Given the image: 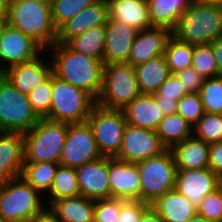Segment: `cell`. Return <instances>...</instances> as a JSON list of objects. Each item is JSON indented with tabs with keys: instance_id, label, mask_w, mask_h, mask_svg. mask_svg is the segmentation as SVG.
<instances>
[{
	"instance_id": "6da1fadb",
	"label": "cell",
	"mask_w": 222,
	"mask_h": 222,
	"mask_svg": "<svg viewBox=\"0 0 222 222\" xmlns=\"http://www.w3.org/2000/svg\"><path fill=\"white\" fill-rule=\"evenodd\" d=\"M47 51H50L48 53L52 56L50 60L54 75L85 90L95 100L98 99L102 89L104 68L101 60L77 53L67 44L55 43Z\"/></svg>"
},
{
	"instance_id": "7a4b0ae2",
	"label": "cell",
	"mask_w": 222,
	"mask_h": 222,
	"mask_svg": "<svg viewBox=\"0 0 222 222\" xmlns=\"http://www.w3.org/2000/svg\"><path fill=\"white\" fill-rule=\"evenodd\" d=\"M9 25L31 37L45 51L57 43L51 6L33 0H5Z\"/></svg>"
},
{
	"instance_id": "3957f363",
	"label": "cell",
	"mask_w": 222,
	"mask_h": 222,
	"mask_svg": "<svg viewBox=\"0 0 222 222\" xmlns=\"http://www.w3.org/2000/svg\"><path fill=\"white\" fill-rule=\"evenodd\" d=\"M172 35L192 44H211L222 38V6L195 5L181 14Z\"/></svg>"
},
{
	"instance_id": "277c9868",
	"label": "cell",
	"mask_w": 222,
	"mask_h": 222,
	"mask_svg": "<svg viewBox=\"0 0 222 222\" xmlns=\"http://www.w3.org/2000/svg\"><path fill=\"white\" fill-rule=\"evenodd\" d=\"M21 176L0 183V216L4 222H30L46 204Z\"/></svg>"
},
{
	"instance_id": "5b68a950",
	"label": "cell",
	"mask_w": 222,
	"mask_h": 222,
	"mask_svg": "<svg viewBox=\"0 0 222 222\" xmlns=\"http://www.w3.org/2000/svg\"><path fill=\"white\" fill-rule=\"evenodd\" d=\"M67 133V123L40 118L29 132L23 134L24 162L59 163Z\"/></svg>"
},
{
	"instance_id": "8992f818",
	"label": "cell",
	"mask_w": 222,
	"mask_h": 222,
	"mask_svg": "<svg viewBox=\"0 0 222 222\" xmlns=\"http://www.w3.org/2000/svg\"><path fill=\"white\" fill-rule=\"evenodd\" d=\"M96 100L85 90L52 74L51 109L46 119L67 124L86 122Z\"/></svg>"
},
{
	"instance_id": "52a82bcc",
	"label": "cell",
	"mask_w": 222,
	"mask_h": 222,
	"mask_svg": "<svg viewBox=\"0 0 222 222\" xmlns=\"http://www.w3.org/2000/svg\"><path fill=\"white\" fill-rule=\"evenodd\" d=\"M135 67L129 63L104 64L102 89L96 104L122 110L140 95Z\"/></svg>"
},
{
	"instance_id": "ba28073f",
	"label": "cell",
	"mask_w": 222,
	"mask_h": 222,
	"mask_svg": "<svg viewBox=\"0 0 222 222\" xmlns=\"http://www.w3.org/2000/svg\"><path fill=\"white\" fill-rule=\"evenodd\" d=\"M141 182V201L151 205L174 189L176 163L171 149L137 163Z\"/></svg>"
},
{
	"instance_id": "9c48e42d",
	"label": "cell",
	"mask_w": 222,
	"mask_h": 222,
	"mask_svg": "<svg viewBox=\"0 0 222 222\" xmlns=\"http://www.w3.org/2000/svg\"><path fill=\"white\" fill-rule=\"evenodd\" d=\"M40 118L35 114L28 95L17 90L0 74V132H29Z\"/></svg>"
},
{
	"instance_id": "30bf717a",
	"label": "cell",
	"mask_w": 222,
	"mask_h": 222,
	"mask_svg": "<svg viewBox=\"0 0 222 222\" xmlns=\"http://www.w3.org/2000/svg\"><path fill=\"white\" fill-rule=\"evenodd\" d=\"M92 128L99 153L106 157H115L122 146L127 126L123 110L106 109L95 105L87 119Z\"/></svg>"
},
{
	"instance_id": "8fae6325",
	"label": "cell",
	"mask_w": 222,
	"mask_h": 222,
	"mask_svg": "<svg viewBox=\"0 0 222 222\" xmlns=\"http://www.w3.org/2000/svg\"><path fill=\"white\" fill-rule=\"evenodd\" d=\"M102 157L89 123L68 124V133L59 164L77 168Z\"/></svg>"
},
{
	"instance_id": "7c38bea8",
	"label": "cell",
	"mask_w": 222,
	"mask_h": 222,
	"mask_svg": "<svg viewBox=\"0 0 222 222\" xmlns=\"http://www.w3.org/2000/svg\"><path fill=\"white\" fill-rule=\"evenodd\" d=\"M45 51L31 37L8 25L0 37V74L8 68L35 60Z\"/></svg>"
},
{
	"instance_id": "4fadbf2b",
	"label": "cell",
	"mask_w": 222,
	"mask_h": 222,
	"mask_svg": "<svg viewBox=\"0 0 222 222\" xmlns=\"http://www.w3.org/2000/svg\"><path fill=\"white\" fill-rule=\"evenodd\" d=\"M166 149L156 131L127 124L121 149L115 157L130 163H138L160 155Z\"/></svg>"
},
{
	"instance_id": "5bb4252c",
	"label": "cell",
	"mask_w": 222,
	"mask_h": 222,
	"mask_svg": "<svg viewBox=\"0 0 222 222\" xmlns=\"http://www.w3.org/2000/svg\"><path fill=\"white\" fill-rule=\"evenodd\" d=\"M222 185V180L209 168L178 169L174 189L198 208L204 197Z\"/></svg>"
},
{
	"instance_id": "9a60e30c",
	"label": "cell",
	"mask_w": 222,
	"mask_h": 222,
	"mask_svg": "<svg viewBox=\"0 0 222 222\" xmlns=\"http://www.w3.org/2000/svg\"><path fill=\"white\" fill-rule=\"evenodd\" d=\"M110 198L141 201V182L137 163L108 157Z\"/></svg>"
},
{
	"instance_id": "2e32d148",
	"label": "cell",
	"mask_w": 222,
	"mask_h": 222,
	"mask_svg": "<svg viewBox=\"0 0 222 222\" xmlns=\"http://www.w3.org/2000/svg\"><path fill=\"white\" fill-rule=\"evenodd\" d=\"M44 55L42 53L33 61L12 66L2 75L22 94L28 95L53 74L51 60H45L46 57H42Z\"/></svg>"
},
{
	"instance_id": "e0dca14e",
	"label": "cell",
	"mask_w": 222,
	"mask_h": 222,
	"mask_svg": "<svg viewBox=\"0 0 222 222\" xmlns=\"http://www.w3.org/2000/svg\"><path fill=\"white\" fill-rule=\"evenodd\" d=\"M80 195L92 200L110 198L108 157L75 168Z\"/></svg>"
},
{
	"instance_id": "ac0fdd59",
	"label": "cell",
	"mask_w": 222,
	"mask_h": 222,
	"mask_svg": "<svg viewBox=\"0 0 222 222\" xmlns=\"http://www.w3.org/2000/svg\"><path fill=\"white\" fill-rule=\"evenodd\" d=\"M109 19L107 0H98L86 7L57 30V43L67 44L72 38L95 27L106 25Z\"/></svg>"
},
{
	"instance_id": "d6986e66",
	"label": "cell",
	"mask_w": 222,
	"mask_h": 222,
	"mask_svg": "<svg viewBox=\"0 0 222 222\" xmlns=\"http://www.w3.org/2000/svg\"><path fill=\"white\" fill-rule=\"evenodd\" d=\"M103 63H129V54L138 31L121 22L108 19Z\"/></svg>"
},
{
	"instance_id": "ffe728a7",
	"label": "cell",
	"mask_w": 222,
	"mask_h": 222,
	"mask_svg": "<svg viewBox=\"0 0 222 222\" xmlns=\"http://www.w3.org/2000/svg\"><path fill=\"white\" fill-rule=\"evenodd\" d=\"M172 31L164 27H151L137 32L129 54V64L136 66L164 54Z\"/></svg>"
},
{
	"instance_id": "44dd1931",
	"label": "cell",
	"mask_w": 222,
	"mask_h": 222,
	"mask_svg": "<svg viewBox=\"0 0 222 222\" xmlns=\"http://www.w3.org/2000/svg\"><path fill=\"white\" fill-rule=\"evenodd\" d=\"M23 163V133L0 132V183L20 177Z\"/></svg>"
},
{
	"instance_id": "7402d4cb",
	"label": "cell",
	"mask_w": 222,
	"mask_h": 222,
	"mask_svg": "<svg viewBox=\"0 0 222 222\" xmlns=\"http://www.w3.org/2000/svg\"><path fill=\"white\" fill-rule=\"evenodd\" d=\"M128 125L156 131L165 114L154 95L140 94L122 109Z\"/></svg>"
},
{
	"instance_id": "603a6c76",
	"label": "cell",
	"mask_w": 222,
	"mask_h": 222,
	"mask_svg": "<svg viewBox=\"0 0 222 222\" xmlns=\"http://www.w3.org/2000/svg\"><path fill=\"white\" fill-rule=\"evenodd\" d=\"M107 2L110 19L134 28L138 32L152 27L147 0H107Z\"/></svg>"
},
{
	"instance_id": "cb8c5ba5",
	"label": "cell",
	"mask_w": 222,
	"mask_h": 222,
	"mask_svg": "<svg viewBox=\"0 0 222 222\" xmlns=\"http://www.w3.org/2000/svg\"><path fill=\"white\" fill-rule=\"evenodd\" d=\"M210 144L194 135L177 143L171 148L176 169H202L208 168Z\"/></svg>"
},
{
	"instance_id": "d4e9b609",
	"label": "cell",
	"mask_w": 222,
	"mask_h": 222,
	"mask_svg": "<svg viewBox=\"0 0 222 222\" xmlns=\"http://www.w3.org/2000/svg\"><path fill=\"white\" fill-rule=\"evenodd\" d=\"M164 222H186L197 213L187 197L175 189L168 191L151 204Z\"/></svg>"
},
{
	"instance_id": "484cf974",
	"label": "cell",
	"mask_w": 222,
	"mask_h": 222,
	"mask_svg": "<svg viewBox=\"0 0 222 222\" xmlns=\"http://www.w3.org/2000/svg\"><path fill=\"white\" fill-rule=\"evenodd\" d=\"M134 67L141 94H155L160 85L171 75L164 54Z\"/></svg>"
},
{
	"instance_id": "4316f807",
	"label": "cell",
	"mask_w": 222,
	"mask_h": 222,
	"mask_svg": "<svg viewBox=\"0 0 222 222\" xmlns=\"http://www.w3.org/2000/svg\"><path fill=\"white\" fill-rule=\"evenodd\" d=\"M49 207L63 222H94L95 200L81 195L58 199Z\"/></svg>"
},
{
	"instance_id": "83f0119b",
	"label": "cell",
	"mask_w": 222,
	"mask_h": 222,
	"mask_svg": "<svg viewBox=\"0 0 222 222\" xmlns=\"http://www.w3.org/2000/svg\"><path fill=\"white\" fill-rule=\"evenodd\" d=\"M152 27L173 31L181 14L189 7L190 0H147Z\"/></svg>"
},
{
	"instance_id": "f1b7e54d",
	"label": "cell",
	"mask_w": 222,
	"mask_h": 222,
	"mask_svg": "<svg viewBox=\"0 0 222 222\" xmlns=\"http://www.w3.org/2000/svg\"><path fill=\"white\" fill-rule=\"evenodd\" d=\"M59 165V163L47 161L24 162L21 177L42 196H46L53 183Z\"/></svg>"
},
{
	"instance_id": "f546056e",
	"label": "cell",
	"mask_w": 222,
	"mask_h": 222,
	"mask_svg": "<svg viewBox=\"0 0 222 222\" xmlns=\"http://www.w3.org/2000/svg\"><path fill=\"white\" fill-rule=\"evenodd\" d=\"M156 132L161 143L167 149H171L177 143L193 136V126H191L181 115L175 113L165 115L160 121Z\"/></svg>"
},
{
	"instance_id": "4dcf8cb0",
	"label": "cell",
	"mask_w": 222,
	"mask_h": 222,
	"mask_svg": "<svg viewBox=\"0 0 222 222\" xmlns=\"http://www.w3.org/2000/svg\"><path fill=\"white\" fill-rule=\"evenodd\" d=\"M105 37V25L95 26L72 38L67 45L77 53L86 54L103 62Z\"/></svg>"
},
{
	"instance_id": "1f68e13d",
	"label": "cell",
	"mask_w": 222,
	"mask_h": 222,
	"mask_svg": "<svg viewBox=\"0 0 222 222\" xmlns=\"http://www.w3.org/2000/svg\"><path fill=\"white\" fill-rule=\"evenodd\" d=\"M46 196V199L49 198L45 201L48 207L58 199L80 196L75 168L59 165Z\"/></svg>"
},
{
	"instance_id": "d6a6232c",
	"label": "cell",
	"mask_w": 222,
	"mask_h": 222,
	"mask_svg": "<svg viewBox=\"0 0 222 222\" xmlns=\"http://www.w3.org/2000/svg\"><path fill=\"white\" fill-rule=\"evenodd\" d=\"M194 45L178 40L171 35L166 43L164 55L170 73L175 74L192 65Z\"/></svg>"
},
{
	"instance_id": "836d02e7",
	"label": "cell",
	"mask_w": 222,
	"mask_h": 222,
	"mask_svg": "<svg viewBox=\"0 0 222 222\" xmlns=\"http://www.w3.org/2000/svg\"><path fill=\"white\" fill-rule=\"evenodd\" d=\"M187 94L184 85L175 74L165 80L154 95L165 115L177 113L178 101Z\"/></svg>"
},
{
	"instance_id": "e575fe53",
	"label": "cell",
	"mask_w": 222,
	"mask_h": 222,
	"mask_svg": "<svg viewBox=\"0 0 222 222\" xmlns=\"http://www.w3.org/2000/svg\"><path fill=\"white\" fill-rule=\"evenodd\" d=\"M97 1L98 0H53L51 12L54 27L58 30L83 9Z\"/></svg>"
},
{
	"instance_id": "d590c367",
	"label": "cell",
	"mask_w": 222,
	"mask_h": 222,
	"mask_svg": "<svg viewBox=\"0 0 222 222\" xmlns=\"http://www.w3.org/2000/svg\"><path fill=\"white\" fill-rule=\"evenodd\" d=\"M193 135L209 144L222 141V114L205 113L193 127Z\"/></svg>"
},
{
	"instance_id": "8d00e7d4",
	"label": "cell",
	"mask_w": 222,
	"mask_h": 222,
	"mask_svg": "<svg viewBox=\"0 0 222 222\" xmlns=\"http://www.w3.org/2000/svg\"><path fill=\"white\" fill-rule=\"evenodd\" d=\"M200 96L205 113L222 114V76L205 79Z\"/></svg>"
},
{
	"instance_id": "74e56055",
	"label": "cell",
	"mask_w": 222,
	"mask_h": 222,
	"mask_svg": "<svg viewBox=\"0 0 222 222\" xmlns=\"http://www.w3.org/2000/svg\"><path fill=\"white\" fill-rule=\"evenodd\" d=\"M191 67L205 79L218 76L217 63L211 44L194 45Z\"/></svg>"
},
{
	"instance_id": "f35d334b",
	"label": "cell",
	"mask_w": 222,
	"mask_h": 222,
	"mask_svg": "<svg viewBox=\"0 0 222 222\" xmlns=\"http://www.w3.org/2000/svg\"><path fill=\"white\" fill-rule=\"evenodd\" d=\"M177 113L194 127L205 114L200 93H187L184 95L178 101Z\"/></svg>"
},
{
	"instance_id": "ab89813d",
	"label": "cell",
	"mask_w": 222,
	"mask_h": 222,
	"mask_svg": "<svg viewBox=\"0 0 222 222\" xmlns=\"http://www.w3.org/2000/svg\"><path fill=\"white\" fill-rule=\"evenodd\" d=\"M52 75L28 94L30 104L39 118H46L51 109Z\"/></svg>"
},
{
	"instance_id": "60d3db41",
	"label": "cell",
	"mask_w": 222,
	"mask_h": 222,
	"mask_svg": "<svg viewBox=\"0 0 222 222\" xmlns=\"http://www.w3.org/2000/svg\"><path fill=\"white\" fill-rule=\"evenodd\" d=\"M197 213L210 222H222V185L204 197Z\"/></svg>"
},
{
	"instance_id": "b9f144b4",
	"label": "cell",
	"mask_w": 222,
	"mask_h": 222,
	"mask_svg": "<svg viewBox=\"0 0 222 222\" xmlns=\"http://www.w3.org/2000/svg\"><path fill=\"white\" fill-rule=\"evenodd\" d=\"M120 209L119 198L95 200L94 222H118Z\"/></svg>"
},
{
	"instance_id": "7bdbcfd3",
	"label": "cell",
	"mask_w": 222,
	"mask_h": 222,
	"mask_svg": "<svg viewBox=\"0 0 222 222\" xmlns=\"http://www.w3.org/2000/svg\"><path fill=\"white\" fill-rule=\"evenodd\" d=\"M150 205L140 200L121 199V209L118 222H140L142 213Z\"/></svg>"
},
{
	"instance_id": "ee69618b",
	"label": "cell",
	"mask_w": 222,
	"mask_h": 222,
	"mask_svg": "<svg viewBox=\"0 0 222 222\" xmlns=\"http://www.w3.org/2000/svg\"><path fill=\"white\" fill-rule=\"evenodd\" d=\"M179 81L184 85L187 93H200L205 78L194 68H186L175 73Z\"/></svg>"
},
{
	"instance_id": "f6af8a7d",
	"label": "cell",
	"mask_w": 222,
	"mask_h": 222,
	"mask_svg": "<svg viewBox=\"0 0 222 222\" xmlns=\"http://www.w3.org/2000/svg\"><path fill=\"white\" fill-rule=\"evenodd\" d=\"M208 168L222 180V141L210 144Z\"/></svg>"
},
{
	"instance_id": "bcb514c9",
	"label": "cell",
	"mask_w": 222,
	"mask_h": 222,
	"mask_svg": "<svg viewBox=\"0 0 222 222\" xmlns=\"http://www.w3.org/2000/svg\"><path fill=\"white\" fill-rule=\"evenodd\" d=\"M30 222H63L52 211V209L46 206L40 213H38Z\"/></svg>"
},
{
	"instance_id": "7dc6e473",
	"label": "cell",
	"mask_w": 222,
	"mask_h": 222,
	"mask_svg": "<svg viewBox=\"0 0 222 222\" xmlns=\"http://www.w3.org/2000/svg\"><path fill=\"white\" fill-rule=\"evenodd\" d=\"M211 47L217 63L218 76H222V38L212 42Z\"/></svg>"
},
{
	"instance_id": "c3c4849f",
	"label": "cell",
	"mask_w": 222,
	"mask_h": 222,
	"mask_svg": "<svg viewBox=\"0 0 222 222\" xmlns=\"http://www.w3.org/2000/svg\"><path fill=\"white\" fill-rule=\"evenodd\" d=\"M140 222H164L159 213L153 208V206H149L141 216Z\"/></svg>"
},
{
	"instance_id": "681fc988",
	"label": "cell",
	"mask_w": 222,
	"mask_h": 222,
	"mask_svg": "<svg viewBox=\"0 0 222 222\" xmlns=\"http://www.w3.org/2000/svg\"><path fill=\"white\" fill-rule=\"evenodd\" d=\"M9 25L8 14L5 7L0 11V37L4 33L6 27Z\"/></svg>"
},
{
	"instance_id": "f907efd6",
	"label": "cell",
	"mask_w": 222,
	"mask_h": 222,
	"mask_svg": "<svg viewBox=\"0 0 222 222\" xmlns=\"http://www.w3.org/2000/svg\"><path fill=\"white\" fill-rule=\"evenodd\" d=\"M190 3L195 5L222 6V0H190Z\"/></svg>"
},
{
	"instance_id": "816d5d0a",
	"label": "cell",
	"mask_w": 222,
	"mask_h": 222,
	"mask_svg": "<svg viewBox=\"0 0 222 222\" xmlns=\"http://www.w3.org/2000/svg\"><path fill=\"white\" fill-rule=\"evenodd\" d=\"M186 222H210V221H208L204 216H201L198 213H196L192 218H190Z\"/></svg>"
},
{
	"instance_id": "f5cc1de1",
	"label": "cell",
	"mask_w": 222,
	"mask_h": 222,
	"mask_svg": "<svg viewBox=\"0 0 222 222\" xmlns=\"http://www.w3.org/2000/svg\"><path fill=\"white\" fill-rule=\"evenodd\" d=\"M33 1L39 2V3H44V4L49 5V6H51L52 3H53V0H33Z\"/></svg>"
},
{
	"instance_id": "db71d44e",
	"label": "cell",
	"mask_w": 222,
	"mask_h": 222,
	"mask_svg": "<svg viewBox=\"0 0 222 222\" xmlns=\"http://www.w3.org/2000/svg\"><path fill=\"white\" fill-rule=\"evenodd\" d=\"M5 7V0H0V11Z\"/></svg>"
}]
</instances>
